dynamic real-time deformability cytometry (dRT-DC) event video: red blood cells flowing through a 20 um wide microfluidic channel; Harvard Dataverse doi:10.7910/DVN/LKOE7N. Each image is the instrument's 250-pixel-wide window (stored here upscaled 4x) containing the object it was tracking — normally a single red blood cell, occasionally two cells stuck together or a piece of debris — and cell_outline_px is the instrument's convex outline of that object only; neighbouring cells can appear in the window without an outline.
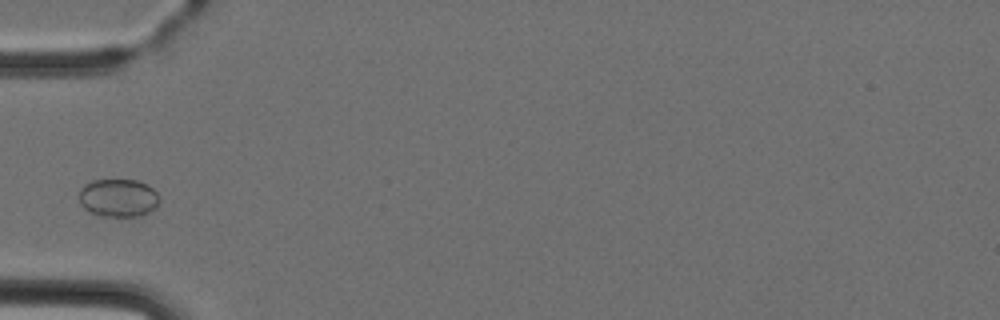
{"species": "Egyptian fruit bat (a non-hibernating species)", "species_latin": "Rousettus aegyptiacus", "temperature_condition": "cold", "stored_images_in_passage": 2, "camera_frame_rate_fps": 3000, "um_per_image_px": 0.085, "animal": {"sex": "female"}, "frame": {"image": 1, "passage_image": 2, "time_ms": 1.0, "image_size_px": [1000, 320], "cell_outline_px": [[160, 200], [156, 208], [140, 216], [100, 216], [84, 208], [80, 204], [80, 188], [84, 184], [92, 180], [136, 180], [148, 184], [156, 192]], "centroid_in_image_um": [10.06, 16.81], "position_along_channel_um": 74.9, "area_um2": 17.86}}